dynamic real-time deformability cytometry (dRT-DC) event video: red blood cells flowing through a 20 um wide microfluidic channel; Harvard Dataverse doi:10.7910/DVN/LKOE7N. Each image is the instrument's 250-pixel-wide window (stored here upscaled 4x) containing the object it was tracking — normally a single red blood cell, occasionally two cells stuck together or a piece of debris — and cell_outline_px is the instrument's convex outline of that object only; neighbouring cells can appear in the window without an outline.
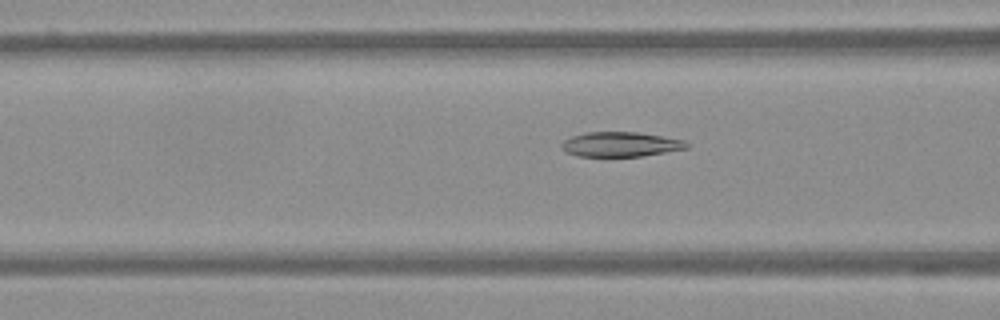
{"species": "Egyptian fruit bat (a non-hibernating species)", "species_latin": "Rousettus aegyptiacus", "temperature_condition": "warm", "stored_images_in_passage": 56, "camera_frame_rate_fps": 3000, "um_per_image_px": 0.085, "frame": {"image": 1, "passage_image": 23, "time_ms": 7.333, "image_size_px": [1000, 320], "cell_outline_px": [[688, 148], [640, 156], [576, 156], [564, 152], [560, 148], [560, 144], [564, 140], [572, 136], [588, 132], [640, 132], [684, 140], [688, 144]], "centroid_in_image_um": [52.69, 12.26], "position_along_channel_um": 113.9, "area_um2": 18.03}}
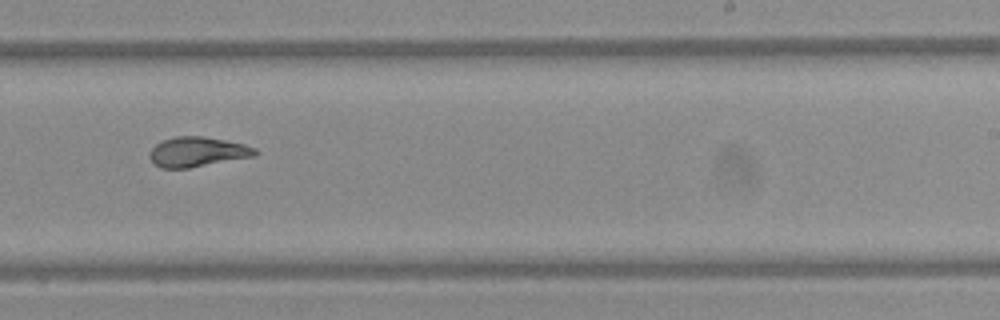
{"frame": {"image": 2, "passage_image": 36, "time_ms": 11.667, "image_size_px": [1000, 320], "cell_outline_px": [[260, 152], [256, 156], [188, 168], [160, 168], [148, 156], [148, 152], [156, 144], [164, 140], [176, 136], [204, 136], [244, 144], [256, 148]], "centroid_in_image_um": [16.8, 12.91], "position_along_channel_um": 272.2, "area_um2": 18.38}}
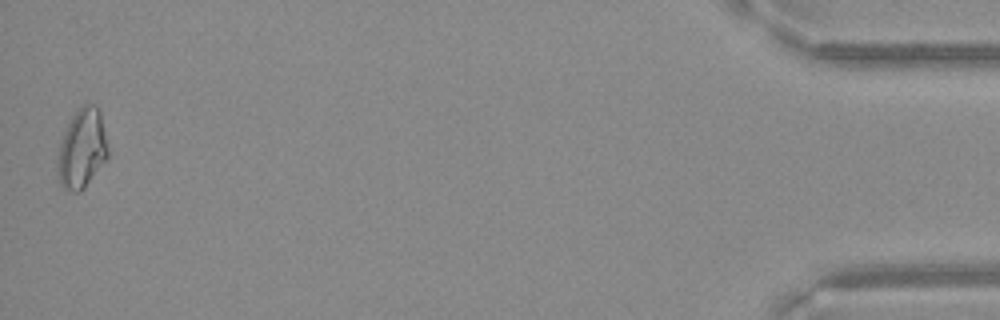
{"frame": {"image": 3, "passage_image": 56, "time_ms": 18.333, "image_size_px": [1000, 320], "cell_outline_px": [[108, 156], [84, 188], [80, 192], [72, 192], [64, 188], [60, 184], [56, 168], [56, 164], [60, 144], [64, 132], [72, 116], [84, 104], [96, 104], [100, 112], [108, 148]], "centroid_in_image_um": [6.95, 12.65], "position_along_channel_um": 428.2, "area_um2": 23.06}}